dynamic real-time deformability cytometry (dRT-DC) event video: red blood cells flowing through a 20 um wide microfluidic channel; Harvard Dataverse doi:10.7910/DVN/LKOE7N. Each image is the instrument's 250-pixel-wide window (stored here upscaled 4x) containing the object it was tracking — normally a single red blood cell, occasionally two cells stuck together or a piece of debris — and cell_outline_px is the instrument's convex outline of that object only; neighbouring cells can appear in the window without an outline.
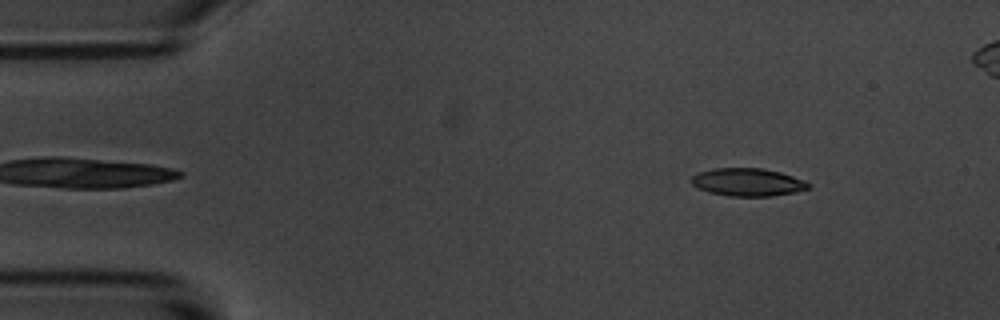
{"species": "common noctule bat (a hibernating species)", "species_latin": "Nyctalus noctula", "temperature_condition": "room temperature", "stored_images_in_passage": 53, "camera_frame_rate_fps": 3000, "um_per_image_px": 0.085, "animal": {"sex": "male", "body_mass_g": 20.1, "forearm_length_mm": 53.5}, "frame": {"image": 1, "passage_image": 6, "time_ms": 1.667, "image_size_px": [1000, 320], "cell_outline_px": [[812, 184], [808, 188], [796, 192], [772, 196], [728, 196], [708, 192], [696, 188], [692, 184], [692, 176], [700, 172], [712, 168], [764, 168], [780, 172], [804, 180]], "centroid_in_image_um": [63.55, 15.49], "position_along_channel_um": 21.4, "area_um2": 19.07}}
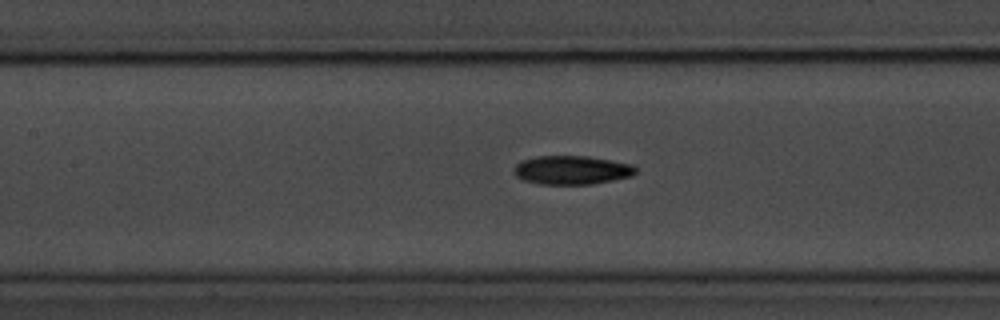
{"frame": {"image": 2, "passage_image": 24, "time_ms": 7.667, "image_size_px": [1000, 320], "cell_outline_px": [[636, 172], [632, 176], [592, 184], [540, 184], [524, 180], [516, 176], [512, 172], [512, 168], [520, 160], [536, 156], [588, 156], [612, 160], [632, 164], [636, 168]], "centroid_in_image_um": [48.57, 14.45], "position_along_channel_um": 158.8, "area_um2": 20.58}}
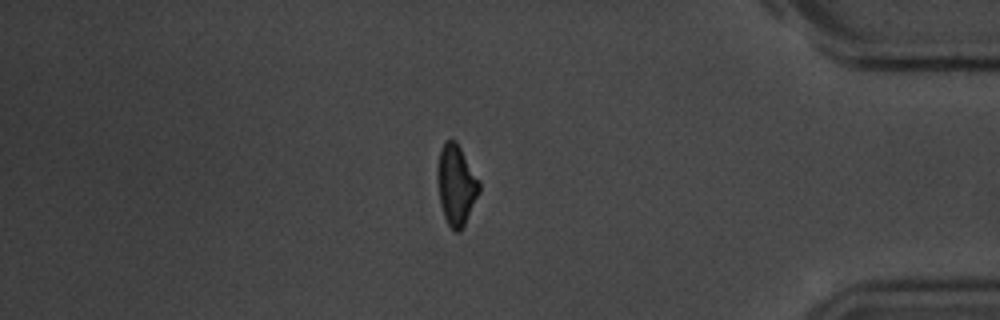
{"frame": {"image": 3, "passage_image": 47, "time_ms": 15.333, "image_size_px": [1000, 320], "cell_outline_px": [[480, 192], [460, 232], [456, 232], [448, 224], [444, 216], [440, 204], [436, 180], [436, 168], [440, 148], [444, 140], [456, 140], [480, 180]], "centroid_in_image_um": [38.76, 15.67], "position_along_channel_um": 396.4, "area_um2": 19.88}}